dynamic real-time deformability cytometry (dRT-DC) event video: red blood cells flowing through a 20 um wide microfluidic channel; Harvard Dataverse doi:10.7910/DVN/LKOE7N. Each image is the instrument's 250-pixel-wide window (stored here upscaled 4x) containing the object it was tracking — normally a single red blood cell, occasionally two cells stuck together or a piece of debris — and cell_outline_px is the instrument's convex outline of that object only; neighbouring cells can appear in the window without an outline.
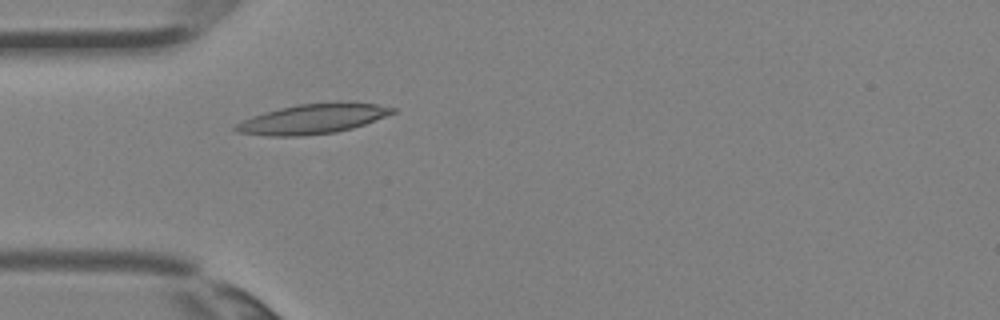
{"species": "Egyptian fruit bat (a non-hibernating species)", "species_latin": "Rousettus aegyptiacus", "temperature_condition": "room temperature", "stored_images_in_passage": 3, "camera_frame_rate_fps": 3000, "um_per_image_px": 0.085, "animal": {"sex": "female"}, "frame": {"image": 1, "passage_image": 3, "time_ms": 0.667, "image_size_px": [1000, 320], "cell_outline_px": [[396, 112], [364, 124], [352, 128], [336, 132], [304, 136], [268, 136], [236, 132], [232, 128], [236, 124], [252, 116], [264, 112], [296, 104], [336, 100], [352, 100], [376, 104], [396, 108]], "centroid_in_image_um": [26.62, 10.07], "position_along_channel_um": 58.4, "area_um2": 27.92}}